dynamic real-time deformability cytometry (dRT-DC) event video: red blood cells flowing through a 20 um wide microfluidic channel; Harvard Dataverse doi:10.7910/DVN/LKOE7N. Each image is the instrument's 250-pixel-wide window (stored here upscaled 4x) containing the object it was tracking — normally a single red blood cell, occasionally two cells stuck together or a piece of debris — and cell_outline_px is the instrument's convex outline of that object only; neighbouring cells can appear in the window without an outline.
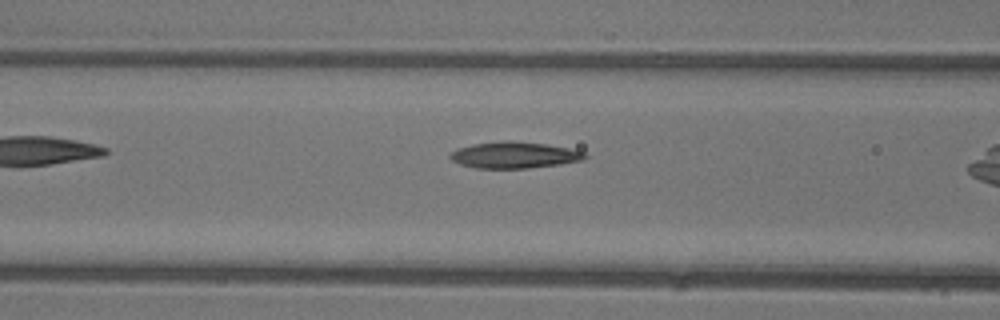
{"species": "common noctule bat (a hibernating species)", "species_latin": "Nyctalus noctula", "temperature_condition": "warm", "stored_images_in_passage": 14, "camera_frame_rate_fps": 3000, "um_per_image_px": 0.085, "animal": {"sex": "female"}, "frame": {"image": 1, "passage_image": 7, "time_ms": 2.0, "image_size_px": [1000, 320], "cell_outline_px": [[588, 156], [584, 160], [560, 164], [524, 168], [476, 168], [460, 164], [452, 160], [448, 156], [448, 152], [456, 148], [472, 144], [504, 140], [512, 140], [548, 144], [568, 148], [584, 152]], "centroid_in_image_um": [43.68, 13.16], "position_along_channel_um": 122.9, "area_um2": 20.92}}
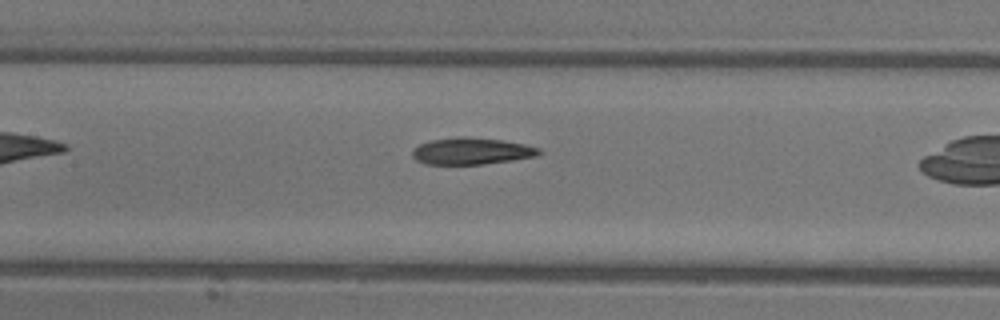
{"frame": {"image": 2, "passage_image": 10, "time_ms": 3.0, "image_size_px": [1000, 320], "cell_outline_px": [[540, 152], [536, 156], [512, 160], [484, 164], [424, 164], [416, 160], [412, 156], [412, 152], [420, 144], [428, 140], [456, 136], [468, 136], [500, 140], [524, 144], [540, 148]], "centroid_in_image_um": [40.04, 12.83], "position_along_channel_um": 167.4, "area_um2": 19.77}}
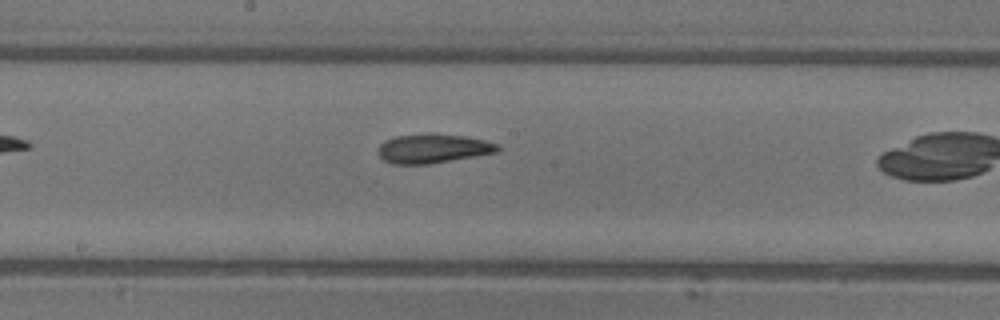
{"frame": {"image": 3, "passage_image": 13, "time_ms": 4.0, "image_size_px": [1000, 320], "cell_outline_px": [[500, 152], [428, 164], [392, 164], [384, 160], [380, 156], [380, 144], [384, 140], [396, 136], [424, 132], [436, 132], [464, 136], [484, 140], [500, 144]], "centroid_in_image_um": [36.84, 12.6], "position_along_channel_um": 211.4, "area_um2": 20.69}}